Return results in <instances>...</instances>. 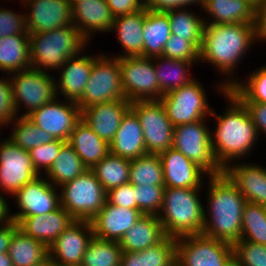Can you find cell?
<instances>
[{"label":"cell","instance_id":"obj_1","mask_svg":"<svg viewBox=\"0 0 266 266\" xmlns=\"http://www.w3.org/2000/svg\"><path fill=\"white\" fill-rule=\"evenodd\" d=\"M258 26L244 23L205 24L199 61L211 63L219 73L229 76L225 82L219 83L220 93L236 83L235 78L230 76L247 50L259 39Z\"/></svg>","mask_w":266,"mask_h":266},{"label":"cell","instance_id":"obj_2","mask_svg":"<svg viewBox=\"0 0 266 266\" xmlns=\"http://www.w3.org/2000/svg\"><path fill=\"white\" fill-rule=\"evenodd\" d=\"M223 96L230 106L223 115L211 112L217 121L211 132V143L215 159L224 169L233 161L247 157L259 134L244 104L230 90H226Z\"/></svg>","mask_w":266,"mask_h":266},{"label":"cell","instance_id":"obj_3","mask_svg":"<svg viewBox=\"0 0 266 266\" xmlns=\"http://www.w3.org/2000/svg\"><path fill=\"white\" fill-rule=\"evenodd\" d=\"M207 178L209 202L207 214L204 209L202 234L233 245L242 237V215L247 201L224 173Z\"/></svg>","mask_w":266,"mask_h":266},{"label":"cell","instance_id":"obj_4","mask_svg":"<svg viewBox=\"0 0 266 266\" xmlns=\"http://www.w3.org/2000/svg\"><path fill=\"white\" fill-rule=\"evenodd\" d=\"M200 189L165 187L158 218L166 236L177 239L203 233L204 205L199 200Z\"/></svg>","mask_w":266,"mask_h":266},{"label":"cell","instance_id":"obj_5","mask_svg":"<svg viewBox=\"0 0 266 266\" xmlns=\"http://www.w3.org/2000/svg\"><path fill=\"white\" fill-rule=\"evenodd\" d=\"M29 39L31 67L43 72L59 70L67 59L79 55L89 42L73 24L52 31L29 33Z\"/></svg>","mask_w":266,"mask_h":266},{"label":"cell","instance_id":"obj_6","mask_svg":"<svg viewBox=\"0 0 266 266\" xmlns=\"http://www.w3.org/2000/svg\"><path fill=\"white\" fill-rule=\"evenodd\" d=\"M59 188L60 205L75 220L91 221L107 200V192L91 169Z\"/></svg>","mask_w":266,"mask_h":266},{"label":"cell","instance_id":"obj_7","mask_svg":"<svg viewBox=\"0 0 266 266\" xmlns=\"http://www.w3.org/2000/svg\"><path fill=\"white\" fill-rule=\"evenodd\" d=\"M48 73L31 67L9 74L16 116L21 110L20 106L26 107L21 117H27L42 105L57 98L56 80Z\"/></svg>","mask_w":266,"mask_h":266},{"label":"cell","instance_id":"obj_8","mask_svg":"<svg viewBox=\"0 0 266 266\" xmlns=\"http://www.w3.org/2000/svg\"><path fill=\"white\" fill-rule=\"evenodd\" d=\"M125 99L121 85L119 59L107 55L95 57L82 97L76 102L81 111L94 104Z\"/></svg>","mask_w":266,"mask_h":266},{"label":"cell","instance_id":"obj_9","mask_svg":"<svg viewBox=\"0 0 266 266\" xmlns=\"http://www.w3.org/2000/svg\"><path fill=\"white\" fill-rule=\"evenodd\" d=\"M208 128L204 119L174 127L173 148L199 165L208 176L220 175L223 168L215 159Z\"/></svg>","mask_w":266,"mask_h":266},{"label":"cell","instance_id":"obj_10","mask_svg":"<svg viewBox=\"0 0 266 266\" xmlns=\"http://www.w3.org/2000/svg\"><path fill=\"white\" fill-rule=\"evenodd\" d=\"M131 109L140 120L147 154H160L173 147L174 126L161 100L134 101Z\"/></svg>","mask_w":266,"mask_h":266},{"label":"cell","instance_id":"obj_11","mask_svg":"<svg viewBox=\"0 0 266 266\" xmlns=\"http://www.w3.org/2000/svg\"><path fill=\"white\" fill-rule=\"evenodd\" d=\"M207 94L195 78L189 84L161 97L168 118L174 127L205 119L212 112L208 105Z\"/></svg>","mask_w":266,"mask_h":266},{"label":"cell","instance_id":"obj_12","mask_svg":"<svg viewBox=\"0 0 266 266\" xmlns=\"http://www.w3.org/2000/svg\"><path fill=\"white\" fill-rule=\"evenodd\" d=\"M232 255V244L203 234L176 239L177 266H224Z\"/></svg>","mask_w":266,"mask_h":266},{"label":"cell","instance_id":"obj_13","mask_svg":"<svg viewBox=\"0 0 266 266\" xmlns=\"http://www.w3.org/2000/svg\"><path fill=\"white\" fill-rule=\"evenodd\" d=\"M121 85L125 99L159 100V83L154 67V57H120Z\"/></svg>","mask_w":266,"mask_h":266},{"label":"cell","instance_id":"obj_14","mask_svg":"<svg viewBox=\"0 0 266 266\" xmlns=\"http://www.w3.org/2000/svg\"><path fill=\"white\" fill-rule=\"evenodd\" d=\"M40 175L33 166L29 151L22 149L8 138L2 142L0 140L1 190L12 196Z\"/></svg>","mask_w":266,"mask_h":266},{"label":"cell","instance_id":"obj_15","mask_svg":"<svg viewBox=\"0 0 266 266\" xmlns=\"http://www.w3.org/2000/svg\"><path fill=\"white\" fill-rule=\"evenodd\" d=\"M56 99L42 105L28 115L27 118L36 126L54 136L55 139L67 142L70 133L82 119L81 109L76 102L67 100L66 103Z\"/></svg>","mask_w":266,"mask_h":266},{"label":"cell","instance_id":"obj_16","mask_svg":"<svg viewBox=\"0 0 266 266\" xmlns=\"http://www.w3.org/2000/svg\"><path fill=\"white\" fill-rule=\"evenodd\" d=\"M43 178L38 176L13 195L20 211L10 214L12 221L17 222L22 217L44 216L61 206L60 194L56 190L58 187Z\"/></svg>","mask_w":266,"mask_h":266},{"label":"cell","instance_id":"obj_17","mask_svg":"<svg viewBox=\"0 0 266 266\" xmlns=\"http://www.w3.org/2000/svg\"><path fill=\"white\" fill-rule=\"evenodd\" d=\"M94 237L91 221L76 220L49 247V257L57 265H81Z\"/></svg>","mask_w":266,"mask_h":266},{"label":"cell","instance_id":"obj_18","mask_svg":"<svg viewBox=\"0 0 266 266\" xmlns=\"http://www.w3.org/2000/svg\"><path fill=\"white\" fill-rule=\"evenodd\" d=\"M25 5L30 9L29 14H25L28 33H42L73 24L72 6L67 0H31Z\"/></svg>","mask_w":266,"mask_h":266},{"label":"cell","instance_id":"obj_19","mask_svg":"<svg viewBox=\"0 0 266 266\" xmlns=\"http://www.w3.org/2000/svg\"><path fill=\"white\" fill-rule=\"evenodd\" d=\"M162 162L164 186L170 188H201L208 173L173 147L158 154ZM202 177V178H201Z\"/></svg>","mask_w":266,"mask_h":266},{"label":"cell","instance_id":"obj_20","mask_svg":"<svg viewBox=\"0 0 266 266\" xmlns=\"http://www.w3.org/2000/svg\"><path fill=\"white\" fill-rule=\"evenodd\" d=\"M143 215L139 209L113 205L106 200L104 207L91 220L94 236L104 240L120 241Z\"/></svg>","mask_w":266,"mask_h":266},{"label":"cell","instance_id":"obj_21","mask_svg":"<svg viewBox=\"0 0 266 266\" xmlns=\"http://www.w3.org/2000/svg\"><path fill=\"white\" fill-rule=\"evenodd\" d=\"M131 108V102L126 99L94 104L81 111L82 120L108 144L118 131L121 120Z\"/></svg>","mask_w":266,"mask_h":266},{"label":"cell","instance_id":"obj_22","mask_svg":"<svg viewBox=\"0 0 266 266\" xmlns=\"http://www.w3.org/2000/svg\"><path fill=\"white\" fill-rule=\"evenodd\" d=\"M223 173L237 187L247 202L266 207V168L251 163L228 164Z\"/></svg>","mask_w":266,"mask_h":266},{"label":"cell","instance_id":"obj_23","mask_svg":"<svg viewBox=\"0 0 266 266\" xmlns=\"http://www.w3.org/2000/svg\"><path fill=\"white\" fill-rule=\"evenodd\" d=\"M76 220L62 207L47 213L22 217L17 223L20 230L33 239L39 240L48 248Z\"/></svg>","mask_w":266,"mask_h":266},{"label":"cell","instance_id":"obj_24","mask_svg":"<svg viewBox=\"0 0 266 266\" xmlns=\"http://www.w3.org/2000/svg\"><path fill=\"white\" fill-rule=\"evenodd\" d=\"M95 57V55L93 57L88 54L84 56L79 54L66 60L59 69V71L62 70L59 79L55 81L57 97L61 94L66 101L73 102H77L82 97Z\"/></svg>","mask_w":266,"mask_h":266},{"label":"cell","instance_id":"obj_25","mask_svg":"<svg viewBox=\"0 0 266 266\" xmlns=\"http://www.w3.org/2000/svg\"><path fill=\"white\" fill-rule=\"evenodd\" d=\"M200 8L212 16L205 24H259L258 6L252 0H203Z\"/></svg>","mask_w":266,"mask_h":266},{"label":"cell","instance_id":"obj_26","mask_svg":"<svg viewBox=\"0 0 266 266\" xmlns=\"http://www.w3.org/2000/svg\"><path fill=\"white\" fill-rule=\"evenodd\" d=\"M109 151L129 160L147 154L140 120L131 108L123 116L115 137L109 143Z\"/></svg>","mask_w":266,"mask_h":266},{"label":"cell","instance_id":"obj_27","mask_svg":"<svg viewBox=\"0 0 266 266\" xmlns=\"http://www.w3.org/2000/svg\"><path fill=\"white\" fill-rule=\"evenodd\" d=\"M73 25L90 41L94 32H109L114 17L105 0H84L73 8Z\"/></svg>","mask_w":266,"mask_h":266},{"label":"cell","instance_id":"obj_28","mask_svg":"<svg viewBox=\"0 0 266 266\" xmlns=\"http://www.w3.org/2000/svg\"><path fill=\"white\" fill-rule=\"evenodd\" d=\"M166 234L157 215H143L120 239L123 253L139 252L160 243Z\"/></svg>","mask_w":266,"mask_h":266},{"label":"cell","instance_id":"obj_29","mask_svg":"<svg viewBox=\"0 0 266 266\" xmlns=\"http://www.w3.org/2000/svg\"><path fill=\"white\" fill-rule=\"evenodd\" d=\"M67 142L88 169L99 163L110 152L109 144L101 139L82 119L70 133Z\"/></svg>","mask_w":266,"mask_h":266},{"label":"cell","instance_id":"obj_30","mask_svg":"<svg viewBox=\"0 0 266 266\" xmlns=\"http://www.w3.org/2000/svg\"><path fill=\"white\" fill-rule=\"evenodd\" d=\"M146 17V7L134 13L114 18L112 30L117 32L118 43L122 45L124 54L117 58L128 56H143V22Z\"/></svg>","mask_w":266,"mask_h":266},{"label":"cell","instance_id":"obj_31","mask_svg":"<svg viewBox=\"0 0 266 266\" xmlns=\"http://www.w3.org/2000/svg\"><path fill=\"white\" fill-rule=\"evenodd\" d=\"M31 68L29 34L0 37V70L15 73Z\"/></svg>","mask_w":266,"mask_h":266},{"label":"cell","instance_id":"obj_32","mask_svg":"<svg viewBox=\"0 0 266 266\" xmlns=\"http://www.w3.org/2000/svg\"><path fill=\"white\" fill-rule=\"evenodd\" d=\"M142 32L143 57L161 56L164 46L172 34L168 15L165 12H155L146 8Z\"/></svg>","mask_w":266,"mask_h":266},{"label":"cell","instance_id":"obj_33","mask_svg":"<svg viewBox=\"0 0 266 266\" xmlns=\"http://www.w3.org/2000/svg\"><path fill=\"white\" fill-rule=\"evenodd\" d=\"M176 260V239L166 236L142 251L123 253L120 266H176Z\"/></svg>","mask_w":266,"mask_h":266},{"label":"cell","instance_id":"obj_34","mask_svg":"<svg viewBox=\"0 0 266 266\" xmlns=\"http://www.w3.org/2000/svg\"><path fill=\"white\" fill-rule=\"evenodd\" d=\"M156 77L159 83V100L170 91L176 90L193 81L189 70L194 64L161 56L154 57ZM190 75V76H189Z\"/></svg>","mask_w":266,"mask_h":266},{"label":"cell","instance_id":"obj_35","mask_svg":"<svg viewBox=\"0 0 266 266\" xmlns=\"http://www.w3.org/2000/svg\"><path fill=\"white\" fill-rule=\"evenodd\" d=\"M8 253L12 266H34L49 257V248L18 228L10 241Z\"/></svg>","mask_w":266,"mask_h":266},{"label":"cell","instance_id":"obj_36","mask_svg":"<svg viewBox=\"0 0 266 266\" xmlns=\"http://www.w3.org/2000/svg\"><path fill=\"white\" fill-rule=\"evenodd\" d=\"M88 168L76 154L73 147L66 142L59 151L50 169L44 174L54 186L60 187L80 176Z\"/></svg>","mask_w":266,"mask_h":266},{"label":"cell","instance_id":"obj_37","mask_svg":"<svg viewBox=\"0 0 266 266\" xmlns=\"http://www.w3.org/2000/svg\"><path fill=\"white\" fill-rule=\"evenodd\" d=\"M186 8L188 7L171 9L165 12L169 17L171 33L189 40L200 51L205 19L199 15L196 16Z\"/></svg>","mask_w":266,"mask_h":266},{"label":"cell","instance_id":"obj_38","mask_svg":"<svg viewBox=\"0 0 266 266\" xmlns=\"http://www.w3.org/2000/svg\"><path fill=\"white\" fill-rule=\"evenodd\" d=\"M91 170L98 181L108 192L110 189L129 182L130 160L111 154L110 152Z\"/></svg>","mask_w":266,"mask_h":266},{"label":"cell","instance_id":"obj_39","mask_svg":"<svg viewBox=\"0 0 266 266\" xmlns=\"http://www.w3.org/2000/svg\"><path fill=\"white\" fill-rule=\"evenodd\" d=\"M132 185H164L163 167L158 154H146L130 160Z\"/></svg>","mask_w":266,"mask_h":266},{"label":"cell","instance_id":"obj_40","mask_svg":"<svg viewBox=\"0 0 266 266\" xmlns=\"http://www.w3.org/2000/svg\"><path fill=\"white\" fill-rule=\"evenodd\" d=\"M10 123H12L13 130H11L12 133L8 139L26 151L56 140L54 136L36 126L27 117L18 118V116H15Z\"/></svg>","mask_w":266,"mask_h":266},{"label":"cell","instance_id":"obj_41","mask_svg":"<svg viewBox=\"0 0 266 266\" xmlns=\"http://www.w3.org/2000/svg\"><path fill=\"white\" fill-rule=\"evenodd\" d=\"M122 254L119 241L94 236L84 253L81 266H120Z\"/></svg>","mask_w":266,"mask_h":266},{"label":"cell","instance_id":"obj_42","mask_svg":"<svg viewBox=\"0 0 266 266\" xmlns=\"http://www.w3.org/2000/svg\"><path fill=\"white\" fill-rule=\"evenodd\" d=\"M242 216L241 240L266 245V207L246 202Z\"/></svg>","mask_w":266,"mask_h":266},{"label":"cell","instance_id":"obj_43","mask_svg":"<svg viewBox=\"0 0 266 266\" xmlns=\"http://www.w3.org/2000/svg\"><path fill=\"white\" fill-rule=\"evenodd\" d=\"M247 80L242 82L237 80L229 90L241 102L266 104V65L254 70Z\"/></svg>","mask_w":266,"mask_h":266},{"label":"cell","instance_id":"obj_44","mask_svg":"<svg viewBox=\"0 0 266 266\" xmlns=\"http://www.w3.org/2000/svg\"><path fill=\"white\" fill-rule=\"evenodd\" d=\"M137 209L144 215L159 214L164 198V185H133Z\"/></svg>","mask_w":266,"mask_h":266},{"label":"cell","instance_id":"obj_45","mask_svg":"<svg viewBox=\"0 0 266 266\" xmlns=\"http://www.w3.org/2000/svg\"><path fill=\"white\" fill-rule=\"evenodd\" d=\"M163 57L198 63L199 50L189 41L171 34L163 49Z\"/></svg>","mask_w":266,"mask_h":266},{"label":"cell","instance_id":"obj_46","mask_svg":"<svg viewBox=\"0 0 266 266\" xmlns=\"http://www.w3.org/2000/svg\"><path fill=\"white\" fill-rule=\"evenodd\" d=\"M232 246L233 255L242 266H266V245L239 240Z\"/></svg>","mask_w":266,"mask_h":266},{"label":"cell","instance_id":"obj_47","mask_svg":"<svg viewBox=\"0 0 266 266\" xmlns=\"http://www.w3.org/2000/svg\"><path fill=\"white\" fill-rule=\"evenodd\" d=\"M65 143L66 141L56 139L51 143L42 144L31 149L29 154L35 170L38 173L40 171H43V174L46 173L52 166L54 160L59 154V151L61 150V147Z\"/></svg>","mask_w":266,"mask_h":266},{"label":"cell","instance_id":"obj_48","mask_svg":"<svg viewBox=\"0 0 266 266\" xmlns=\"http://www.w3.org/2000/svg\"><path fill=\"white\" fill-rule=\"evenodd\" d=\"M14 34H29L25 24V14L0 7V37Z\"/></svg>","mask_w":266,"mask_h":266},{"label":"cell","instance_id":"obj_49","mask_svg":"<svg viewBox=\"0 0 266 266\" xmlns=\"http://www.w3.org/2000/svg\"><path fill=\"white\" fill-rule=\"evenodd\" d=\"M16 116V110L12 98L10 80L0 78V124L9 125V122Z\"/></svg>","mask_w":266,"mask_h":266},{"label":"cell","instance_id":"obj_50","mask_svg":"<svg viewBox=\"0 0 266 266\" xmlns=\"http://www.w3.org/2000/svg\"><path fill=\"white\" fill-rule=\"evenodd\" d=\"M107 201L124 208L137 209L135 192L130 182L110 189L107 192Z\"/></svg>","mask_w":266,"mask_h":266},{"label":"cell","instance_id":"obj_51","mask_svg":"<svg viewBox=\"0 0 266 266\" xmlns=\"http://www.w3.org/2000/svg\"><path fill=\"white\" fill-rule=\"evenodd\" d=\"M114 18L145 8V0H105Z\"/></svg>","mask_w":266,"mask_h":266},{"label":"cell","instance_id":"obj_52","mask_svg":"<svg viewBox=\"0 0 266 266\" xmlns=\"http://www.w3.org/2000/svg\"><path fill=\"white\" fill-rule=\"evenodd\" d=\"M203 0H145V7L155 12H166L167 10L187 7L198 4L201 6Z\"/></svg>","mask_w":266,"mask_h":266},{"label":"cell","instance_id":"obj_53","mask_svg":"<svg viewBox=\"0 0 266 266\" xmlns=\"http://www.w3.org/2000/svg\"><path fill=\"white\" fill-rule=\"evenodd\" d=\"M247 108L257 132L260 136V132L266 134V104L257 102H242Z\"/></svg>","mask_w":266,"mask_h":266},{"label":"cell","instance_id":"obj_54","mask_svg":"<svg viewBox=\"0 0 266 266\" xmlns=\"http://www.w3.org/2000/svg\"><path fill=\"white\" fill-rule=\"evenodd\" d=\"M18 228V223L15 221H11L7 225L0 226V253L8 252L10 241L14 232Z\"/></svg>","mask_w":266,"mask_h":266},{"label":"cell","instance_id":"obj_55","mask_svg":"<svg viewBox=\"0 0 266 266\" xmlns=\"http://www.w3.org/2000/svg\"><path fill=\"white\" fill-rule=\"evenodd\" d=\"M8 202L3 197L2 193H0V226L7 225L9 222H11V216L9 213L10 209L8 207ZM3 224V225H2Z\"/></svg>","mask_w":266,"mask_h":266},{"label":"cell","instance_id":"obj_56","mask_svg":"<svg viewBox=\"0 0 266 266\" xmlns=\"http://www.w3.org/2000/svg\"><path fill=\"white\" fill-rule=\"evenodd\" d=\"M259 10V39L266 40V6H258Z\"/></svg>","mask_w":266,"mask_h":266},{"label":"cell","instance_id":"obj_57","mask_svg":"<svg viewBox=\"0 0 266 266\" xmlns=\"http://www.w3.org/2000/svg\"><path fill=\"white\" fill-rule=\"evenodd\" d=\"M0 266H12V261L8 252L0 253Z\"/></svg>","mask_w":266,"mask_h":266},{"label":"cell","instance_id":"obj_58","mask_svg":"<svg viewBox=\"0 0 266 266\" xmlns=\"http://www.w3.org/2000/svg\"><path fill=\"white\" fill-rule=\"evenodd\" d=\"M224 266H242V264L239 262V260L234 255H232L227 260Z\"/></svg>","mask_w":266,"mask_h":266},{"label":"cell","instance_id":"obj_59","mask_svg":"<svg viewBox=\"0 0 266 266\" xmlns=\"http://www.w3.org/2000/svg\"><path fill=\"white\" fill-rule=\"evenodd\" d=\"M34 266H57V264L50 257H48L43 262L36 264Z\"/></svg>","mask_w":266,"mask_h":266},{"label":"cell","instance_id":"obj_60","mask_svg":"<svg viewBox=\"0 0 266 266\" xmlns=\"http://www.w3.org/2000/svg\"><path fill=\"white\" fill-rule=\"evenodd\" d=\"M67 1L73 8L77 3L83 2L84 0H67Z\"/></svg>","mask_w":266,"mask_h":266},{"label":"cell","instance_id":"obj_61","mask_svg":"<svg viewBox=\"0 0 266 266\" xmlns=\"http://www.w3.org/2000/svg\"><path fill=\"white\" fill-rule=\"evenodd\" d=\"M258 6H266V0H260Z\"/></svg>","mask_w":266,"mask_h":266},{"label":"cell","instance_id":"obj_62","mask_svg":"<svg viewBox=\"0 0 266 266\" xmlns=\"http://www.w3.org/2000/svg\"><path fill=\"white\" fill-rule=\"evenodd\" d=\"M29 1H31V0H21L20 2H23L22 4L24 5V4L28 3Z\"/></svg>","mask_w":266,"mask_h":266},{"label":"cell","instance_id":"obj_63","mask_svg":"<svg viewBox=\"0 0 266 266\" xmlns=\"http://www.w3.org/2000/svg\"><path fill=\"white\" fill-rule=\"evenodd\" d=\"M257 6H258V4H259V2H260V0H252Z\"/></svg>","mask_w":266,"mask_h":266},{"label":"cell","instance_id":"obj_64","mask_svg":"<svg viewBox=\"0 0 266 266\" xmlns=\"http://www.w3.org/2000/svg\"><path fill=\"white\" fill-rule=\"evenodd\" d=\"M57 266H81V265H57Z\"/></svg>","mask_w":266,"mask_h":266}]
</instances>
